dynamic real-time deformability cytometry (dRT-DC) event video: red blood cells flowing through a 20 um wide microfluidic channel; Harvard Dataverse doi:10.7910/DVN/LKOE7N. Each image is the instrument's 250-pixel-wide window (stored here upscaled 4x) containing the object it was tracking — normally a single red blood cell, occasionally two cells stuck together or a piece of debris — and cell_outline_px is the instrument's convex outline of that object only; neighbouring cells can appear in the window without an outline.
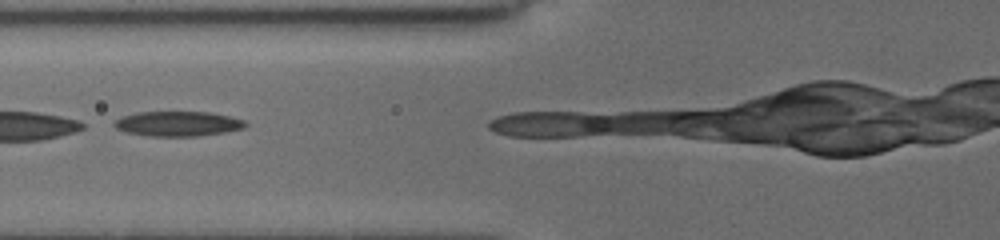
{"species": "common noctule bat (a hibernating species)", "species_latin": "Nyctalus noctula", "temperature_condition": "cold", "stored_images_in_passage": 7, "camera_frame_rate_fps": 3000, "um_per_image_px": 0.085, "animal": {"sex": "female", "body_mass_g": 19.5, "forearm_length_mm": 54.1}, "frame": {"image": 1, "passage_image": 5, "time_ms": 1.333, "image_size_px": [1000, 240], "cell_outline_px": [[248, 124], [244, 128], [224, 132], [196, 136], [152, 136], [128, 132], [116, 128], [112, 124], [120, 116], [136, 112], [212, 112], [244, 120]], "centroid_in_image_um": [15.11, 10.51], "position_along_channel_um": 110.7, "area_um2": 18.96}}